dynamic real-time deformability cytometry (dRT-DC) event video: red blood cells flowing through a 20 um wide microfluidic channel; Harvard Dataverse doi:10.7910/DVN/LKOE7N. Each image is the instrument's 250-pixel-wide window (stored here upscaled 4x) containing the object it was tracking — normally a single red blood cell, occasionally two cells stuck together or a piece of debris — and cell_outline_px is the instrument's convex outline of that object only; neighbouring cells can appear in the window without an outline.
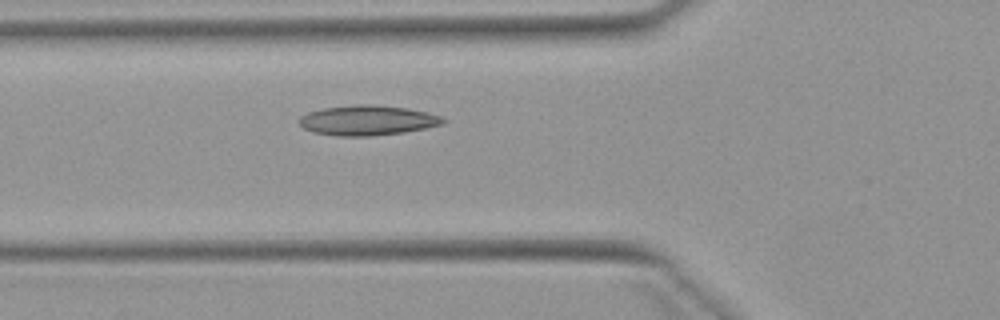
{"species": "Egyptian fruit bat (a non-hibernating species)", "species_latin": "Rousettus aegyptiacus", "temperature_condition": "warm", "stored_images_in_passage": 5, "camera_frame_rate_fps": 3000, "um_per_image_px": 0.085, "animal": {"sex": "female"}, "frame": {"image": 1, "passage_image": 5, "time_ms": 4.667, "image_size_px": [1000, 320], "cell_outline_px": [[448, 120], [444, 124], [404, 132], [368, 136], [336, 136], [312, 132], [304, 128], [296, 120], [300, 116], [308, 112], [324, 108], [356, 104], [368, 104], [408, 108], [428, 112], [440, 116]], "centroid_in_image_um": [31.22, 10.23], "position_along_channel_um": 94.6, "area_um2": 25.26}}